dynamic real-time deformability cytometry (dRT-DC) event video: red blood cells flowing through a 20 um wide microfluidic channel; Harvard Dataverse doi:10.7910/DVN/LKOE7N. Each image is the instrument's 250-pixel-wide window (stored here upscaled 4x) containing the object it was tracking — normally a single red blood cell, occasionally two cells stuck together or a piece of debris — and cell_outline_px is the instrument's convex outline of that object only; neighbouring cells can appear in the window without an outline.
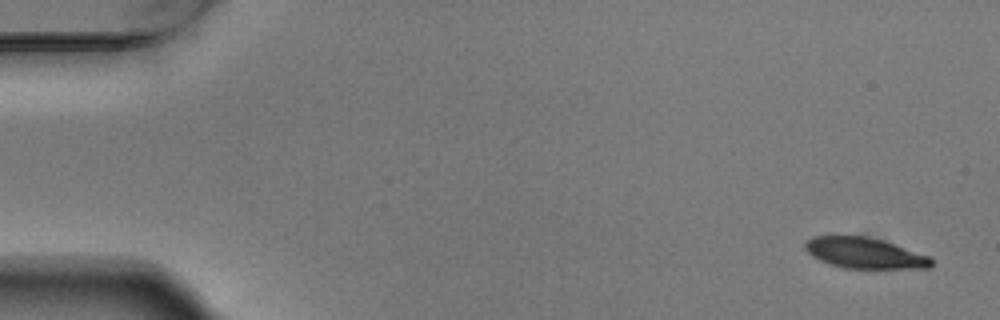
{"species": "Egyptian fruit bat (a non-hibernating species)", "species_latin": "Rousettus aegyptiacus", "temperature_condition": "warm", "stored_images_in_passage": 5, "camera_frame_rate_fps": 3000, "um_per_image_px": 0.085, "animal": {"sex": "male"}, "frame": {"image": 1, "passage_image": 1, "time_ms": 0.0, "image_size_px": [1000, 320], "cell_outline_px": [[932, 264], [928, 268], [844, 268], [820, 260], [812, 256], [804, 248], [804, 244], [812, 236], [864, 236], [884, 240], [928, 256], [932, 260]], "centroid_in_image_um": [73.47, 21.5], "position_along_channel_um": 11.5, "area_um2": 22.37}}
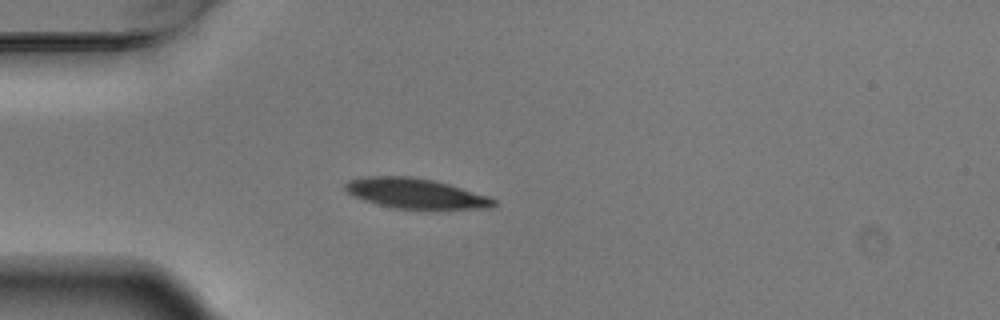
{"frame": {"image": 2, "passage_image": 4, "time_ms": 1.0, "image_size_px": [1000, 320], "cell_outline_px": [[496, 204], [492, 208], [396, 208], [376, 204], [352, 196], [344, 188], [344, 184], [348, 180], [368, 176], [412, 176], [432, 180], [448, 184], [488, 196], [496, 200]], "centroid_in_image_um": [35.28, 16.43], "position_along_channel_um": 49.7, "area_um2": 25.72}}